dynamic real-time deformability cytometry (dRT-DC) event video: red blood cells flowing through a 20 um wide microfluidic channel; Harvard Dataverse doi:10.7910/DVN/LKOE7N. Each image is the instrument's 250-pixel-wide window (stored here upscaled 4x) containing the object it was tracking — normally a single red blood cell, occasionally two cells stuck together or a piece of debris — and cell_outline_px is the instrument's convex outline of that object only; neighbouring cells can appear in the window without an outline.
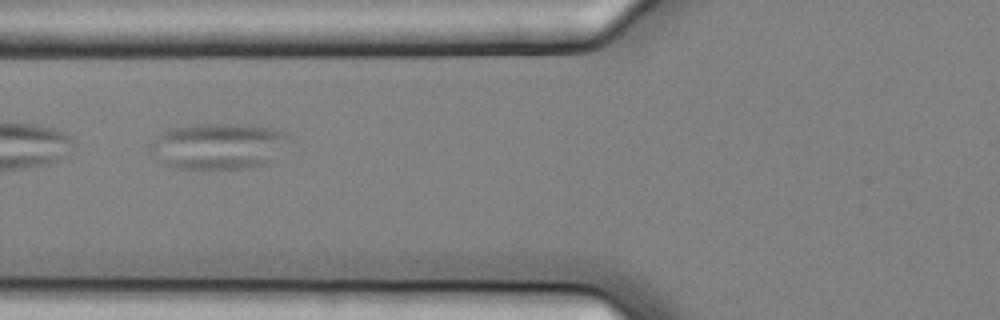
{"species": "common noctule bat (a hibernating species)", "species_latin": "Nyctalus noctula", "temperature_condition": "cold", "stored_images_in_passage": 6, "camera_frame_rate_fps": 3000, "um_per_image_px": 0.085, "animal": {"sex": "female", "body_mass_g": 25.1}, "frame": {"image": 1, "passage_image": 6, "time_ms": 1.667, "image_size_px": [1000, 320], "cell_outline_px": [[296, 136], [272, 164], [252, 168], [172, 168], [156, 160], [148, 148], [148, 144], [160, 132], [168, 128], [196, 124], [240, 124], [272, 128], [288, 132]], "centroid_in_image_um": [18.63, 12.42], "position_along_channel_um": 107.2, "area_um2": 38.67}}